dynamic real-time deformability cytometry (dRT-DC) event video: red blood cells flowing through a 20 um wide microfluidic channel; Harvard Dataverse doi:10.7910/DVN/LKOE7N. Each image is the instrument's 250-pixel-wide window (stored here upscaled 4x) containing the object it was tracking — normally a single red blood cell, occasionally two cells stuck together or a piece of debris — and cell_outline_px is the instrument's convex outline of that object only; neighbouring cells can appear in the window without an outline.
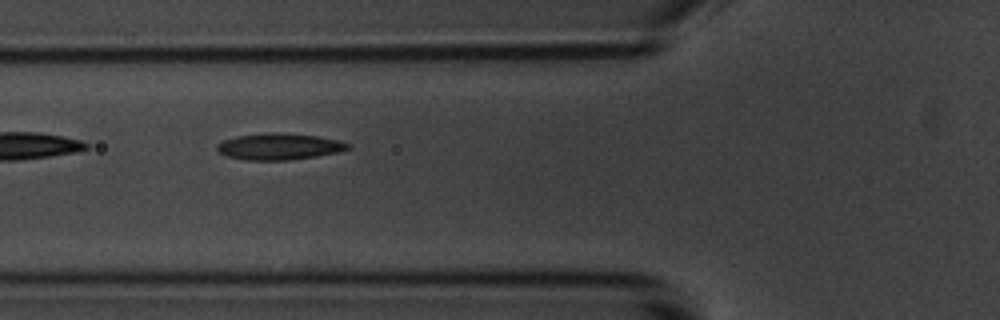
{"species": "common noctule bat (a hibernating species)", "species_latin": "Nyctalus noctula", "temperature_condition": "room temperature", "stored_images_in_passage": 5, "camera_frame_rate_fps": 3000, "um_per_image_px": 0.085, "animal": {"sex": "male", "body_mass_g": 20.1, "forearm_length_mm": 53.5}, "frame": {"image": 1, "passage_image": 4, "time_ms": 3.333, "image_size_px": [1000, 320], "cell_outline_px": [[352, 148], [336, 152], [316, 156], [288, 160], [248, 160], [228, 156], [220, 152], [216, 148], [216, 144], [224, 140], [236, 136], [276, 132], [280, 132], [316, 136], [340, 140], [352, 144]], "centroid_in_image_um": [23.77, 12.45], "position_along_channel_um": 102.0, "area_um2": 20.06}}
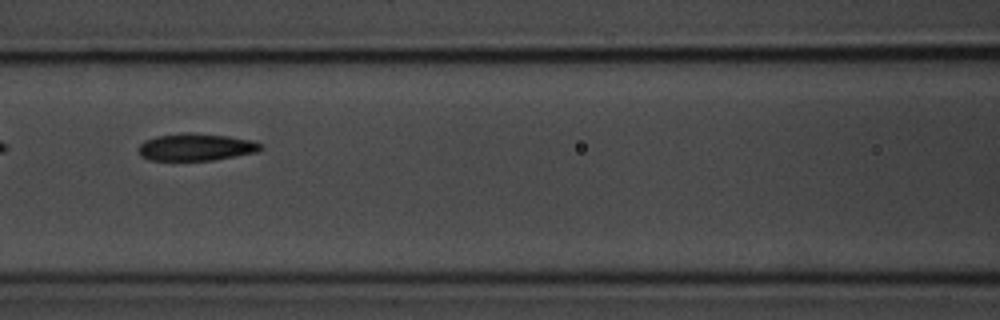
{"frame": {"image": 2, "passage_image": 5, "time_ms": 4.667, "image_size_px": [1000, 320], "cell_outline_px": [[260, 148], [256, 152], [212, 160], [148, 160], [140, 156], [140, 144], [144, 140], [156, 136], [180, 132], [192, 132], [228, 136], [248, 140], [260, 144]], "centroid_in_image_um": [16.57, 12.49], "position_along_channel_um": 150.0, "area_um2": 19.19}}